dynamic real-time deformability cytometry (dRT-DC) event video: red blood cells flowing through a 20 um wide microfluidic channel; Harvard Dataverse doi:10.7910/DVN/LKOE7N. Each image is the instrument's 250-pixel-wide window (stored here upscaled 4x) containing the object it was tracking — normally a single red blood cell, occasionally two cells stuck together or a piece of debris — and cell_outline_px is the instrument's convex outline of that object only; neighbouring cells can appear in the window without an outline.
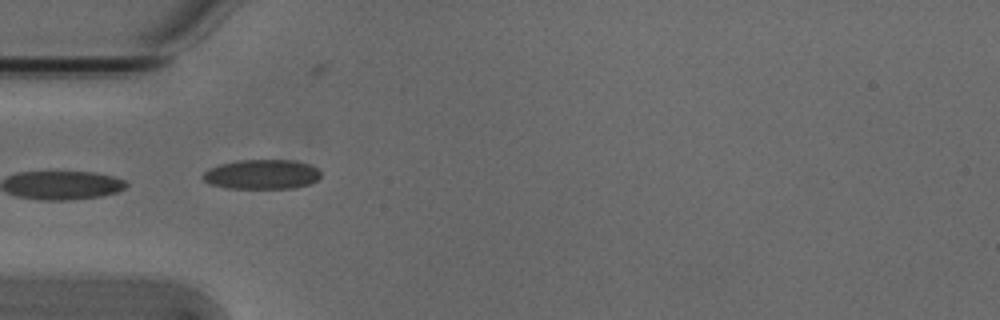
{"species": "Egyptian fruit bat (a non-hibernating species)", "species_latin": "Rousettus aegyptiacus", "temperature_condition": "cold", "stored_images_in_passage": 1, "camera_frame_rate_fps": 3000, "um_per_image_px": 0.085, "animal": {"sex": "male"}, "frame": {"image": 1, "passage_image": 1, "time_ms": 0.0, "image_size_px": [1000, 320], "cell_outline_px": [[320, 176], [316, 180], [308, 184], [292, 188], [224, 188], [212, 184], [204, 180], [200, 176], [208, 168], [220, 164], [240, 160], [296, 160], [308, 164], [316, 168], [320, 172]], "centroid_in_image_um": [22.22, 14.81], "position_along_channel_um": 62.8, "area_um2": 20.29}}